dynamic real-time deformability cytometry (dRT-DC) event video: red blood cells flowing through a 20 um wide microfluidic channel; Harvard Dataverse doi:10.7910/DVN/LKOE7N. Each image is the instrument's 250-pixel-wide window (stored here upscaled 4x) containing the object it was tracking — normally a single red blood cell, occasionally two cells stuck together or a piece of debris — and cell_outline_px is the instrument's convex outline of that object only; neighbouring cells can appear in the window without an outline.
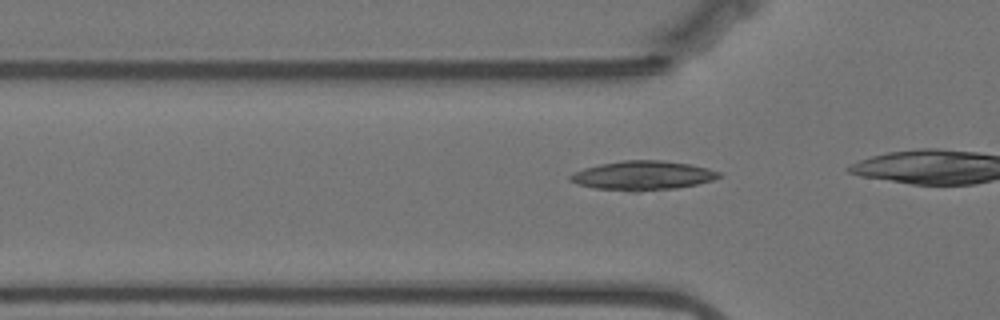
{"species": "Egyptian fruit bat (a non-hibernating species)", "species_latin": "Rousettus aegyptiacus", "temperature_condition": "warm", "stored_images_in_passage": 13, "camera_frame_rate_fps": 3000, "um_per_image_px": 0.085, "animal": {"sex": "female"}, "frame": {"image": 1, "passage_image": 10, "time_ms": 3.0, "image_size_px": [1000, 320], "cell_outline_px": [[720, 176], [712, 180], [696, 184], [676, 188], [640, 192], [628, 192], [596, 188], [576, 184], [568, 180], [568, 176], [572, 172], [584, 168], [600, 164], [624, 160], [664, 160], [688, 164], [708, 168], [720, 172]], "centroid_in_image_um": [54.57, 14.93], "position_along_channel_um": 71.2, "area_um2": 25.49}}